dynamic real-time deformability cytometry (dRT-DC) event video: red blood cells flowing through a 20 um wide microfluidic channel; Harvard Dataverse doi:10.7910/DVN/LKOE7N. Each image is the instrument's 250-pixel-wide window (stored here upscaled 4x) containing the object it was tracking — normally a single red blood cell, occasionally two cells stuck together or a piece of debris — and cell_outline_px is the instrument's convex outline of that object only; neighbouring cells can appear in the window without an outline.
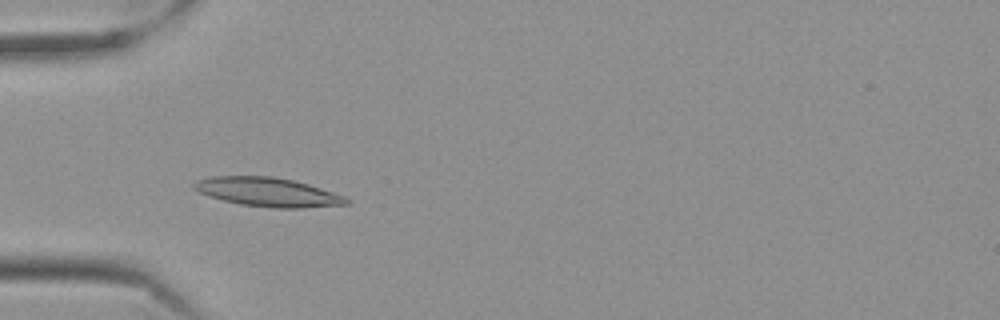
{"species": "Egyptian fruit bat (a non-hibernating species)", "species_latin": "Rousettus aegyptiacus", "temperature_condition": "cold", "stored_images_in_passage": 33, "camera_frame_rate_fps": 3000, "um_per_image_px": 0.085, "frame": {"image": 1, "passage_image": 6, "time_ms": 1.667, "image_size_px": [1000, 320], "cell_outline_px": [[352, 204], [300, 208], [272, 208], [240, 204], [208, 196], [192, 188], [192, 184], [196, 180], [212, 176], [272, 176], [292, 180], [308, 184], [344, 196], [352, 200]], "centroid_in_image_um": [22.77, 16.33], "position_along_channel_um": 62.2, "area_um2": 25.78}}
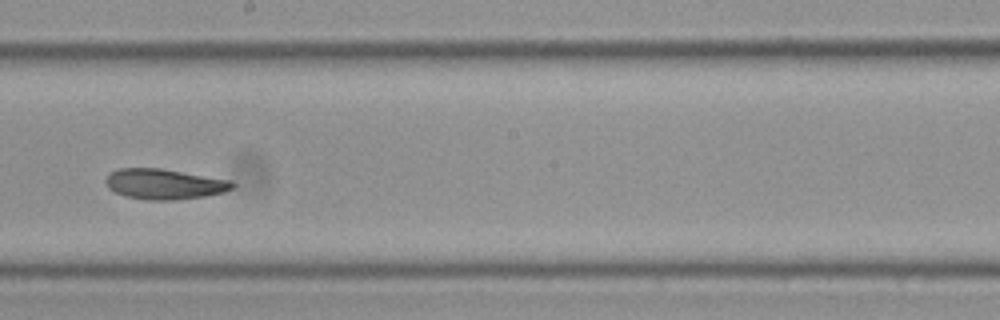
{"frame": {"image": 2, "passage_image": 21, "time_ms": 6.667, "image_size_px": [1000, 320], "cell_outline_px": [[236, 184], [232, 188], [224, 192], [204, 196], [176, 200], [148, 200], [124, 196], [108, 188], [104, 180], [108, 172], [120, 168], [160, 168], [232, 180]], "centroid_in_image_um": [13.94, 15.64], "position_along_channel_um": 234.3, "area_um2": 22.6}}
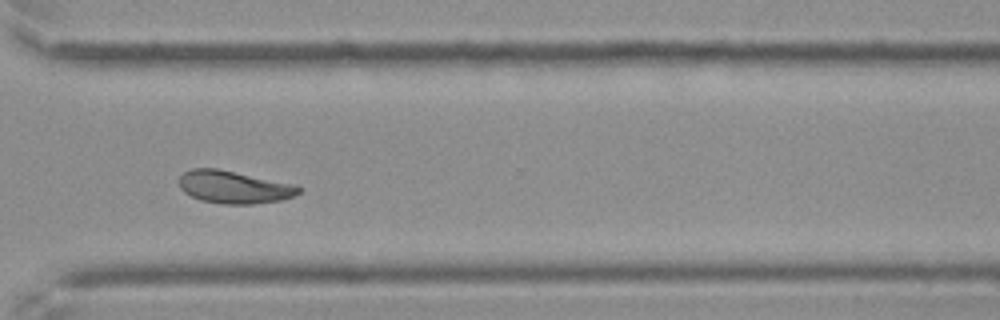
{"frame": {"image": 3, "passage_image": 31, "time_ms": 10.0, "image_size_px": [1000, 320], "cell_outline_px": [[304, 188], [300, 192], [292, 196], [280, 200], [252, 204], [224, 204], [200, 200], [184, 192], [180, 188], [180, 176], [184, 172], [192, 168], [216, 168], [296, 184]], "centroid_in_image_um": [19.91, 15.9], "position_along_channel_um": 350.7, "area_um2": 22.72}, "authors_computed_cell_mechanics": {"area_um2": 22.5998, "velocity_mm_per_s": 3.4957, "shape_relaxation_time_tau1_ms": null, "shape_relaxation_time_tau2_ms": 7.3739, "deformation_change_tau1": null, "deformation_change_tau2": 0.0976}}